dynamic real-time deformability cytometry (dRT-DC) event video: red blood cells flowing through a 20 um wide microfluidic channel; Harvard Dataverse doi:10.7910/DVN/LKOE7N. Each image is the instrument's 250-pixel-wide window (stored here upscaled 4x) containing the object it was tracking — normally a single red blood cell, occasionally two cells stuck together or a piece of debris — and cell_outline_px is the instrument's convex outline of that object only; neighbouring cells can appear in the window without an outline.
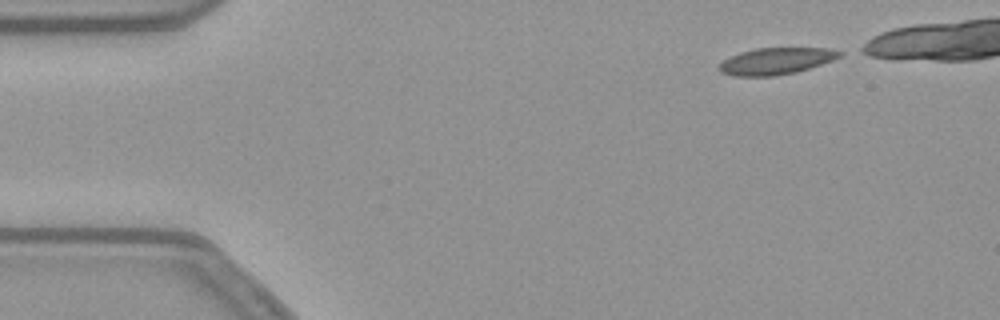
{"species": "common noctule bat (a hibernating species)", "species_latin": "Nyctalus noctula", "temperature_condition": "warm", "stored_images_in_passage": 39, "camera_frame_rate_fps": 3000, "um_per_image_px": 0.085, "animal": {"sex": "female", "body_mass_g": 21.9}, "frame": {"image": 1, "passage_image": 1, "time_ms": 0.0, "image_size_px": [1000, 320], "cell_outline_px": [[844, 52], [840, 56], [832, 60], [796, 72], [776, 76], [732, 76], [720, 72], [716, 68], [724, 60], [740, 52], [756, 48], [828, 48]], "centroid_in_image_um": [65.93, 5.2], "position_along_channel_um": 19.1, "area_um2": 18.67}}
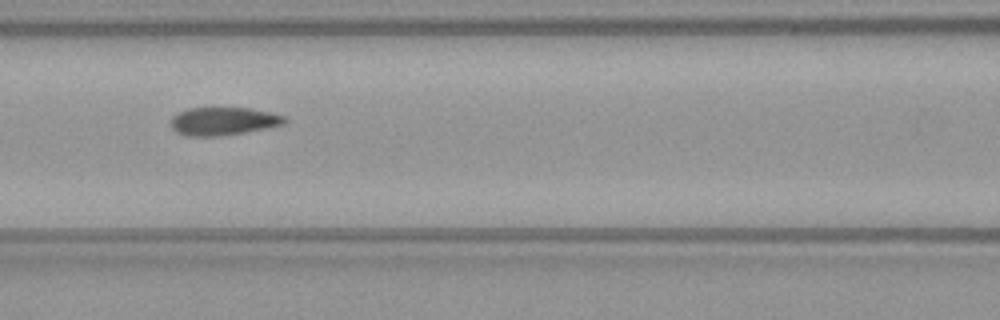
{"frame": {"image": 2, "passage_image": 18, "time_ms": 5.667, "image_size_px": [1000, 320], "cell_outline_px": [[288, 120], [284, 124], [244, 132], [220, 136], [188, 136], [176, 132], [172, 128], [172, 116], [188, 108], [248, 108], [268, 112], [284, 116]], "centroid_in_image_um": [18.96, 10.3], "position_along_channel_um": 147.6, "area_um2": 18.32}}
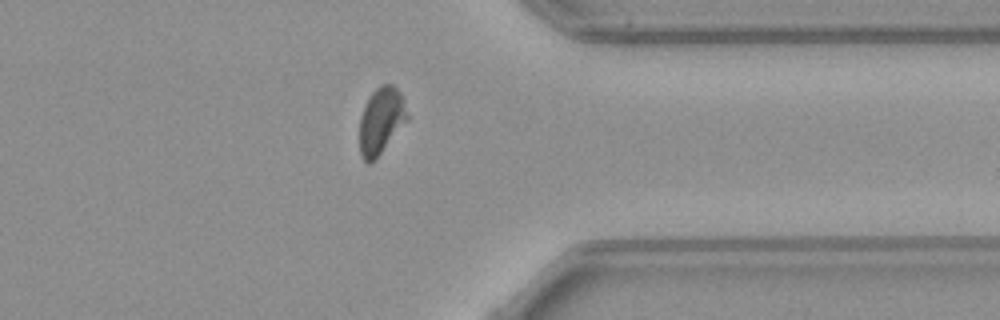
{"frame": {"image": 3, "passage_image": 37, "time_ms": 12.0, "image_size_px": [1000, 320], "cell_outline_px": [[408, 120], [376, 160], [368, 164], [360, 156], [360, 116], [364, 104], [372, 92], [380, 84], [392, 84], [400, 92], [408, 116]], "centroid_in_image_um": [32.38, 10.28], "position_along_channel_um": 379.0, "area_um2": 18.67}}